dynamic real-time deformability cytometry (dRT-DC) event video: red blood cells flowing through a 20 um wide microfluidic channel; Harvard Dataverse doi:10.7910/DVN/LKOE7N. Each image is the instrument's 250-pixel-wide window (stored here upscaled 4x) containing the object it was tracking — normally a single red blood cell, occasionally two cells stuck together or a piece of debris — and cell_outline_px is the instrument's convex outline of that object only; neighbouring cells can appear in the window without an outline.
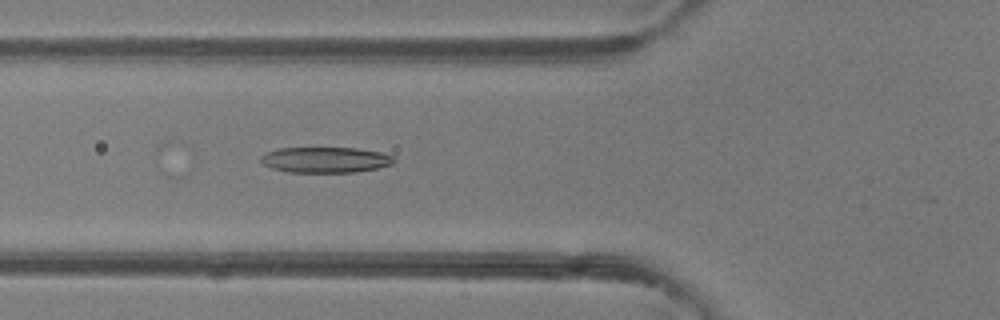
{"species": "common noctule bat (a hibernating species)", "species_latin": "Nyctalus noctula", "temperature_condition": "room temperature", "stored_images_in_passage": 5, "camera_frame_rate_fps": 3000, "um_per_image_px": 0.085, "animal": {"sex": "female"}, "frame": {"image": 1, "passage_image": 5, "time_ms": 4.667, "image_size_px": [1000, 320], "cell_outline_px": [[396, 160], [392, 164], [380, 168], [356, 172], [288, 172], [272, 168], [264, 164], [260, 160], [260, 156], [264, 152], [280, 148], [356, 148], [380, 152], [392, 156]], "centroid_in_image_um": [27.65, 13.58], "position_along_channel_um": 98.1, "area_um2": 20.0}}